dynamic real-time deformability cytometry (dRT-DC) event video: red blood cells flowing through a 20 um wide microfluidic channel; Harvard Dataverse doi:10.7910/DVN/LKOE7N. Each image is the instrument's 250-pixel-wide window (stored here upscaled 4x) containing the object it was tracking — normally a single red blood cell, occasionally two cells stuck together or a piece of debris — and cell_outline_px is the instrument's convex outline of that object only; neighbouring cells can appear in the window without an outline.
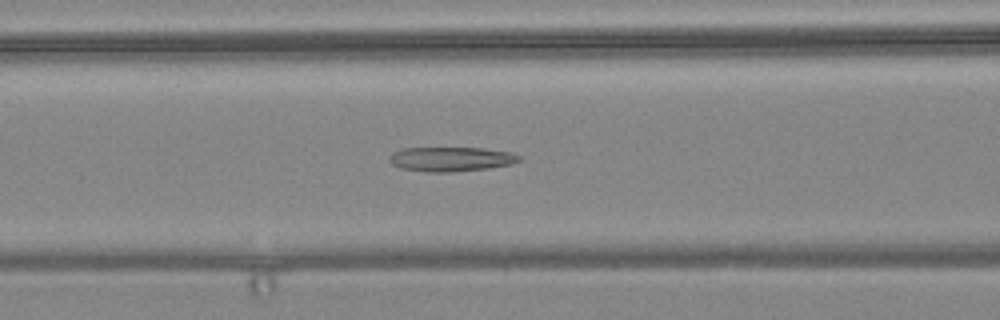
{"species": "common noctule bat (a hibernating species)", "species_latin": "Nyctalus noctula", "temperature_condition": "warm", "stored_images_in_passage": 54, "camera_frame_rate_fps": 3000, "um_per_image_px": 0.085, "animal": {"sex": "female", "body_mass_g": 24.6, "forearm_length_mm": 56.2}, "frame": {"image": 1, "passage_image": 20, "time_ms": 6.333, "image_size_px": [1000, 320], "cell_outline_px": [[520, 160], [512, 164], [488, 168], [452, 172], [428, 172], [400, 168], [392, 164], [388, 160], [388, 156], [392, 152], [400, 148], [484, 148], [512, 152], [520, 156]], "centroid_in_image_um": [38.3, 13.52], "position_along_channel_um": 128.3, "area_um2": 18.67}}
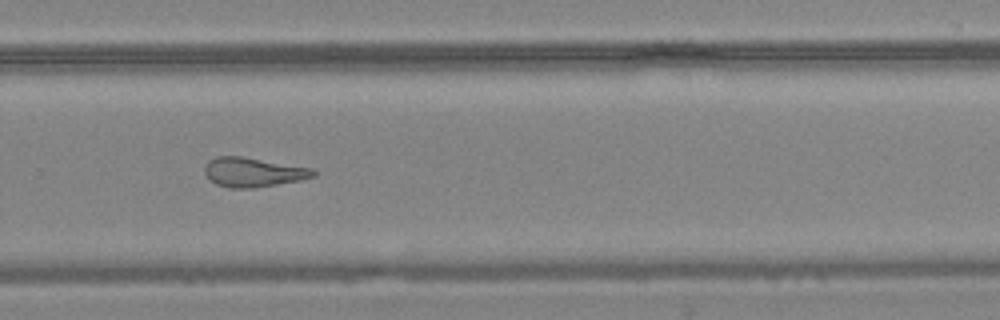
{"frame": {"image": 2, "passage_image": 35, "time_ms": 11.333, "image_size_px": [1000, 320], "cell_outline_px": [[316, 176], [300, 180], [256, 188], [228, 188], [216, 184], [204, 172], [204, 164], [208, 160], [216, 156], [240, 156], [312, 168], [316, 172]], "centroid_in_image_um": [21.5, 14.64], "position_along_channel_um": 308.3, "area_um2": 18.61}}
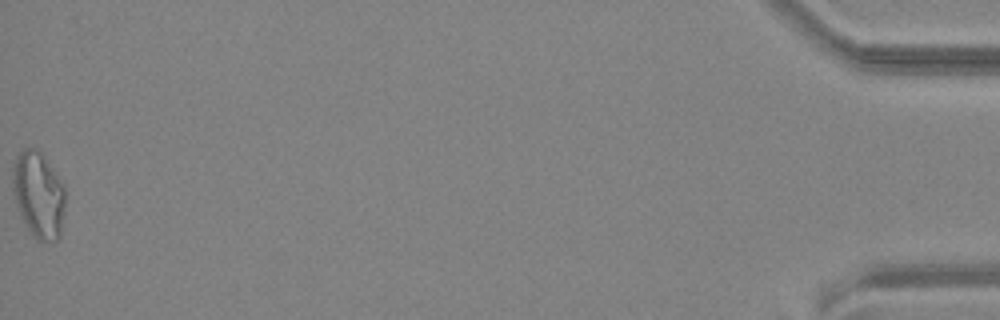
{"frame": {"image": 3, "passage_image": 54, "time_ms": 17.667, "image_size_px": [1000, 320], "cell_outline_px": [[64, 212], [60, 236], [56, 240], [36, 240], [32, 236], [16, 204], [12, 192], [12, 168], [16, 156], [24, 148], [32, 148], [40, 152], [44, 156], [64, 188]], "centroid_in_image_um": [3.25, 16.55], "position_along_channel_um": 432.0, "area_um2": 26.07}, "authors_computed_cell_mechanics": {"area_um2": 20.519, "velocity_mm_per_s": 3.6151, "shape_relaxation_time_tau1_ms": null, "shape_relaxation_time_tau2_ms": 3.1144, "deformation_change_tau1": null, "deformation_change_tau2": 0.1237}}